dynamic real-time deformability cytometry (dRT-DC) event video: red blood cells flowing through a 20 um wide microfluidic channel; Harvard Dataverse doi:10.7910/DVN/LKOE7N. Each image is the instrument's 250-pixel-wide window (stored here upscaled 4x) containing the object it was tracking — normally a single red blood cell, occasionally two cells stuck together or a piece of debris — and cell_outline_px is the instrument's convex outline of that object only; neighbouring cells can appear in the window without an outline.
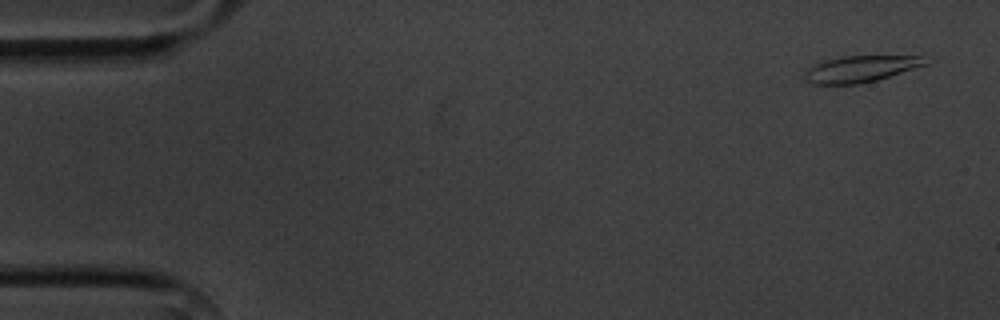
{"species": "common noctule bat (a hibernating species)", "species_latin": "Nyctalus noctula", "temperature_condition": "cold", "stored_images_in_passage": 3, "camera_frame_rate_fps": 3000, "um_per_image_px": 0.085, "animal": {"sex": "male", "body_mass_g": 20.1, "forearm_length_mm": 53.5}, "frame": {"image": 1, "passage_image": 1, "time_ms": 0.0, "image_size_px": [1000, 320], "cell_outline_px": [[928, 64], [876, 80], [860, 84], [808, 84], [804, 80], [804, 68], [840, 56], [920, 56], [928, 60]], "centroid_in_image_um": [73.09, 5.86], "position_along_channel_um": 11.9, "area_um2": 18.61}}